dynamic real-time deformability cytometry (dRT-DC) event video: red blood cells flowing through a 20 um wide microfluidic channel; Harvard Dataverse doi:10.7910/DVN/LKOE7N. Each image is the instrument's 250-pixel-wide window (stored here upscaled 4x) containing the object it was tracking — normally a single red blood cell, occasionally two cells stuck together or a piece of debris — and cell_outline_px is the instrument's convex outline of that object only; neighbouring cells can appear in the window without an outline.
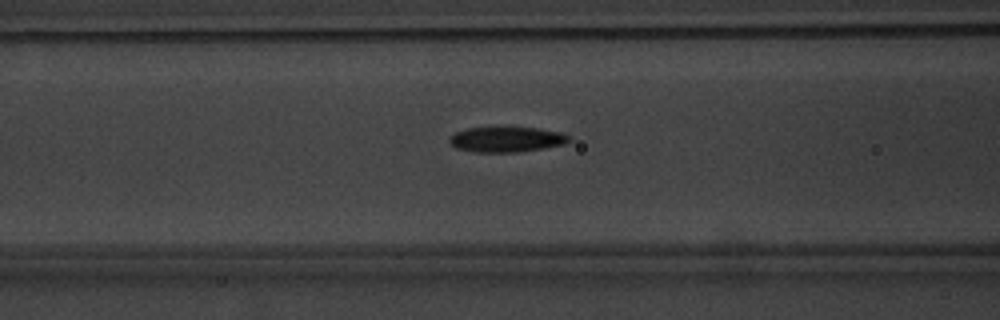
{"species": "common noctule bat (a hibernating species)", "species_latin": "Nyctalus noctula", "temperature_condition": "warm", "stored_images_in_passage": 27, "camera_frame_rate_fps": 3000, "um_per_image_px": 0.085, "animal": {"sex": "male", "body_mass_g": 20.1, "forearm_length_mm": 53.5}, "frame": {"image": 1, "passage_image": 5, "time_ms": 1.333, "image_size_px": [1000, 320], "cell_outline_px": [[572, 140], [564, 144], [544, 148], [516, 152], [472, 152], [456, 148], [448, 140], [448, 136], [456, 132], [468, 128], [536, 128], [560, 132], [572, 136]], "centroid_in_image_um": [43.06, 11.86], "position_along_channel_um": 123.5, "area_um2": 17.57}}
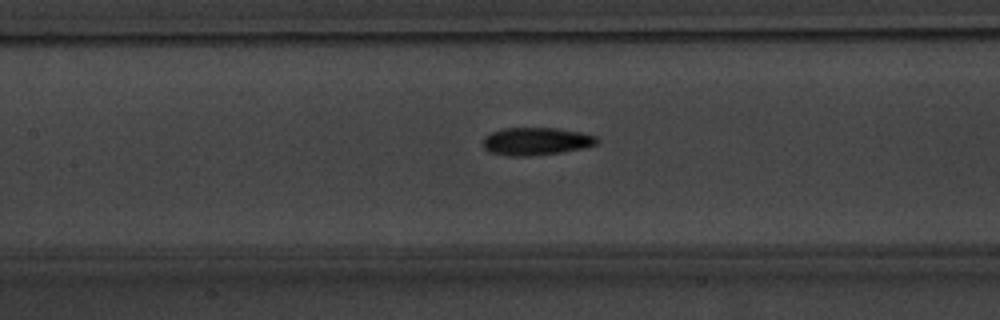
{"frame": {"image": 2, "passage_image": 8, "time_ms": 2.333, "image_size_px": [1000, 320], "cell_outline_px": [[600, 140], [596, 144], [580, 148], [560, 152], [528, 156], [508, 156], [488, 152], [484, 148], [484, 136], [488, 132], [500, 128], [556, 128], [580, 132], [596, 136]], "centroid_in_image_um": [45.51, 12.0], "position_along_channel_um": 161.9, "area_um2": 18.44}}
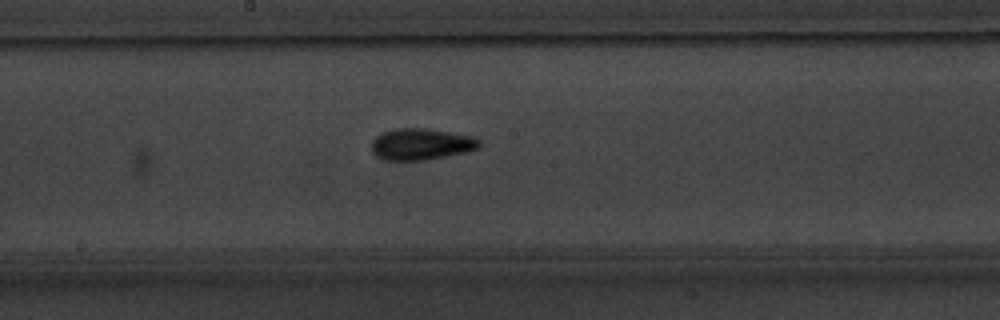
{"frame": {"image": 3, "passage_image": 12, "time_ms": 3.667, "image_size_px": [1000, 320], "cell_outline_px": [[480, 148], [464, 152], [424, 160], [384, 160], [376, 156], [372, 152], [372, 140], [376, 136], [384, 132], [396, 128], [420, 128], [448, 132], [472, 136], [480, 140]], "centroid_in_image_um": [35.77, 12.26], "position_along_channel_um": 212.4, "area_um2": 19.54}}